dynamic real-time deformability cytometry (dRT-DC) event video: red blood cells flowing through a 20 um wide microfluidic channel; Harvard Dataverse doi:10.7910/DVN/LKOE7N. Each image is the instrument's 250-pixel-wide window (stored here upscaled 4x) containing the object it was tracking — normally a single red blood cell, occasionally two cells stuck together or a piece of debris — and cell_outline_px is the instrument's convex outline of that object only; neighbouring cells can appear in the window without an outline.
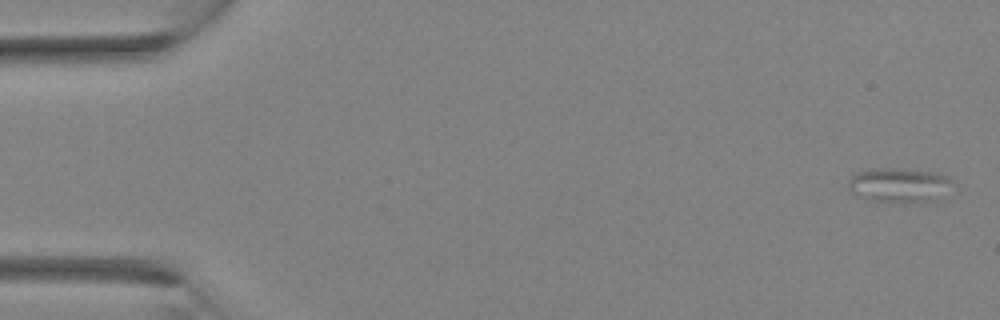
{"species": "Egyptian fruit bat (a non-hibernating species)", "species_latin": "Rousettus aegyptiacus", "temperature_condition": "room temperature", "stored_images_in_passage": 4, "segment_of_instrument_passage": [1, 2], "camera_frame_rate_fps": 3000, "um_per_image_px": 0.085, "animal": {"sex": "female"}, "frame": {"image": 1, "passage_image": 1, "time_ms": 0.0, "image_size_px": [1000, 320], "cell_outline_px": [[952, 180], [944, 200], [920, 204], [912, 204], [864, 200], [848, 192], [848, 180], [852, 176], [860, 172], [876, 168], [892, 168], [936, 172], [948, 176]], "centroid_in_image_um": [76.47, 15.8], "position_along_channel_um": 8.5, "area_um2": 21.96}}
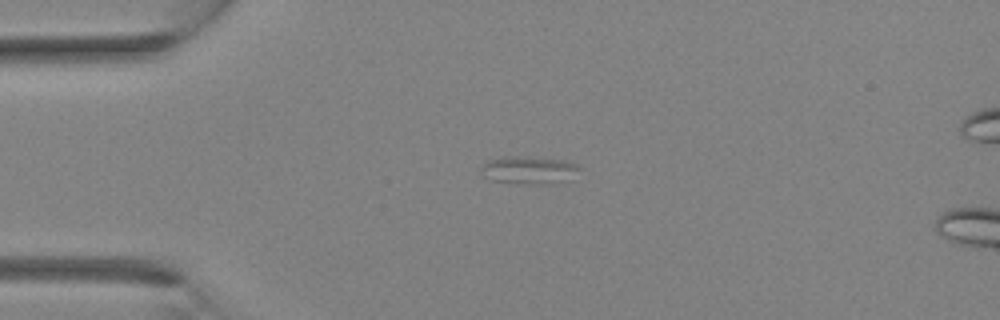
{"frame": {"image": 2, "passage_image": 3, "time_ms": 0.667, "image_size_px": [1000, 320], "cell_outline_px": [[580, 168], [564, 180], [552, 184], [520, 184], [492, 180], [484, 176], [480, 168], [488, 160], [508, 156], [528, 156], [564, 160], [576, 164]], "centroid_in_image_um": [44.9, 14.45], "position_along_channel_um": 40.1, "area_um2": 15.72}}